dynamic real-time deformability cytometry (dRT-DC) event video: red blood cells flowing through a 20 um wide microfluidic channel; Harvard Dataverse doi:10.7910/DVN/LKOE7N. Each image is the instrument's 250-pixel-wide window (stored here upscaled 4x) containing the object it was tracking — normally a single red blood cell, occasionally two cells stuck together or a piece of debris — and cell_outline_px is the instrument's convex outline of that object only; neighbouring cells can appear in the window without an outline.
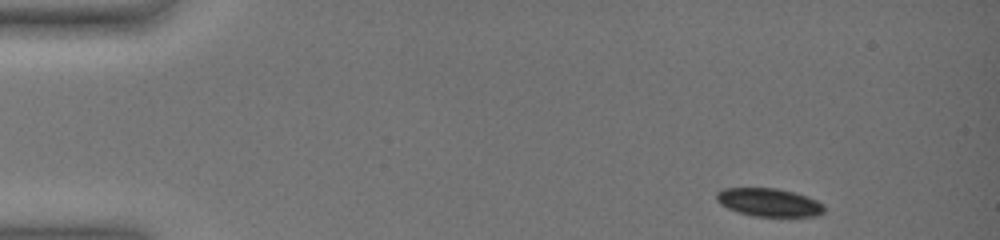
{"species": "common noctule bat (a hibernating species)", "species_latin": "Nyctalus noctula", "temperature_condition": "warm", "stored_images_in_passage": 50, "camera_frame_rate_fps": 3000, "um_per_image_px": 0.085, "animal": {"sex": "female", "body_mass_g": 19.0, "forearm_length_mm": 51.5}, "frame": {"image": 1, "passage_image": 1, "time_ms": 0.0, "image_size_px": [1000, 240], "cell_outline_px": [[824, 212], [820, 216], [752, 216], [736, 212], [720, 204], [716, 200], [716, 192], [724, 188], [776, 188], [808, 196], [824, 204]], "centroid_in_image_um": [65.36, 17.2], "position_along_channel_um": 19.6, "area_um2": 17.8}}
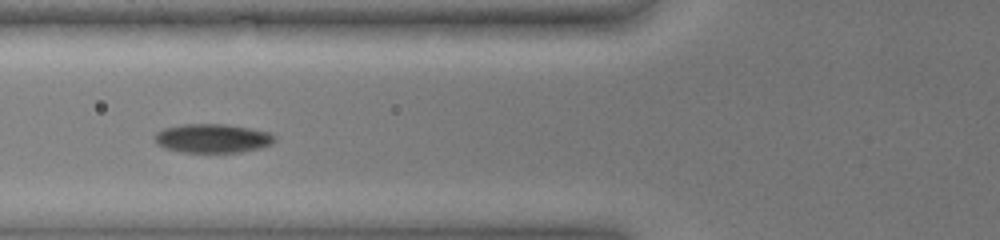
{"frame": {"image": 2, "passage_image": 18, "time_ms": 5.667, "image_size_px": [1000, 240], "cell_outline_px": [[276, 140], [272, 144], [260, 148], [240, 152], [180, 152], [164, 148], [156, 144], [152, 136], [156, 132], [164, 128], [184, 124], [224, 124], [248, 128], [268, 132], [276, 136]], "centroid_in_image_um": [18.03, 11.76], "position_along_channel_um": 107.8, "area_um2": 20.35}}
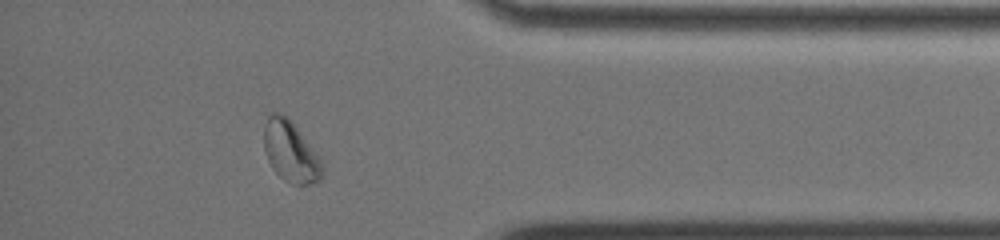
{"frame": {"image": 3, "passage_image": 45, "time_ms": 14.667, "image_size_px": [1000, 240], "cell_outline_px": [[324, 176], [320, 180], [312, 184], [292, 184], [284, 180], [272, 168], [268, 160], [264, 148], [264, 128], [268, 116], [272, 112], [280, 112], [300, 132], [320, 156], [324, 168]], "centroid_in_image_um": [24.73, 12.93], "position_along_channel_um": 410.5, "area_um2": 20.63}, "authors_computed_cell_mechanics": {"area_um2": 19.1318, "velocity_mm_per_s": 3.4759, "shape_relaxation_time_tau1_ms": 5.4751, "shape_relaxation_time_tau2_ms": null, "deformation_change_tau1": 0.1127, "deformation_change_tau2": null}}